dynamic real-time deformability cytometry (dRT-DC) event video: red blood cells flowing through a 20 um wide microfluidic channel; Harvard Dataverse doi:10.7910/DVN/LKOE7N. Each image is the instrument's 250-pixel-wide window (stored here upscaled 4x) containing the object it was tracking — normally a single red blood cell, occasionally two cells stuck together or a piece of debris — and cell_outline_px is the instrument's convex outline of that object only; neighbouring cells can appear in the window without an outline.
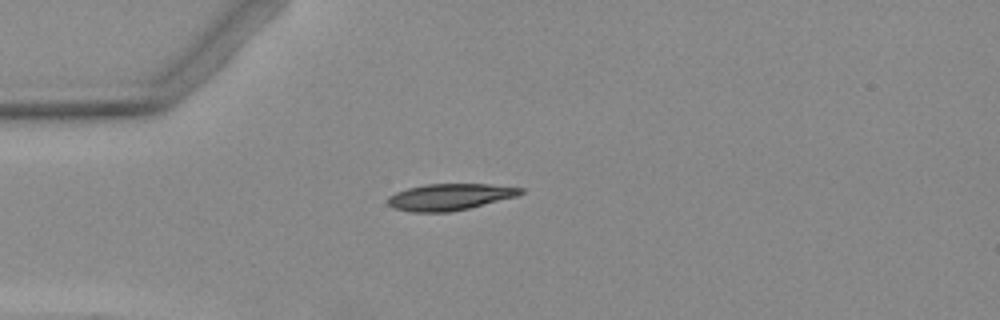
{"species": "Egyptian fruit bat (a non-hibernating species)", "species_latin": "Rousettus aegyptiacus", "temperature_condition": "warm", "stored_images_in_passage": 1, "camera_frame_rate_fps": 3000, "um_per_image_px": 0.085, "animal": {"sex": "female"}, "frame": {"image": 1, "passage_image": 1, "time_ms": 0.0, "image_size_px": [1000, 320], "cell_outline_px": [[524, 192], [516, 196], [468, 208], [448, 212], [412, 212], [392, 208], [388, 204], [388, 196], [396, 192], [408, 188], [424, 184], [488, 184], [524, 188]], "centroid_in_image_um": [38.2, 16.73], "position_along_channel_um": 46.8, "area_um2": 20.4}}